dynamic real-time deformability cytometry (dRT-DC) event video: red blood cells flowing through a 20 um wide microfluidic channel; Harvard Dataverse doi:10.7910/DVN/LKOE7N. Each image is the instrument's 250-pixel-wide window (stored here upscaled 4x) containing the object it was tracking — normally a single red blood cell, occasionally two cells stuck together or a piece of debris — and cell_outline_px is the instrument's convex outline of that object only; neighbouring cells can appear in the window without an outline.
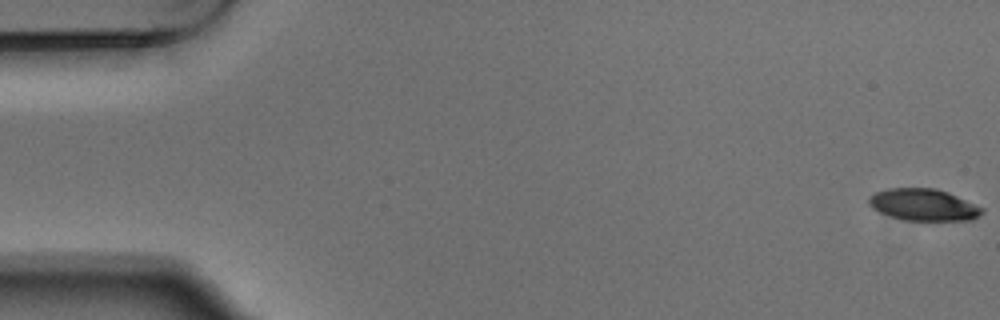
{"species": "Egyptian fruit bat (a non-hibernating species)", "species_latin": "Rousettus aegyptiacus", "temperature_condition": "warm", "stored_images_in_passage": 8, "camera_frame_rate_fps": 3000, "um_per_image_px": 0.085, "animal": {"sex": "male"}, "frame": {"image": 1, "passage_image": 1, "time_ms": 0.0, "image_size_px": [1000, 320], "cell_outline_px": [[984, 212], [980, 216], [972, 220], [904, 220], [880, 212], [872, 208], [868, 204], [868, 196], [876, 192], [888, 188], [936, 188], [948, 192], [984, 208]], "centroid_in_image_um": [78.5, 17.4], "position_along_channel_um": 6.5, "area_um2": 21.04}}
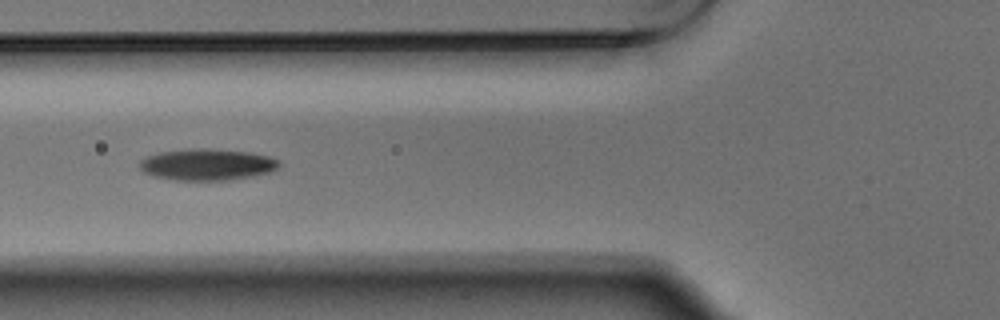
{"frame": {"image": 2, "passage_image": 6, "time_ms": 1.667, "image_size_px": [1000, 320], "cell_outline_px": [[280, 164], [272, 172], [252, 176], [228, 180], [172, 180], [152, 176], [144, 172], [140, 168], [140, 160], [148, 156], [160, 152], [208, 148], [252, 152], [268, 156], [280, 160]], "centroid_in_image_um": [17.63, 13.99], "position_along_channel_um": 108.2, "area_um2": 25.55}}
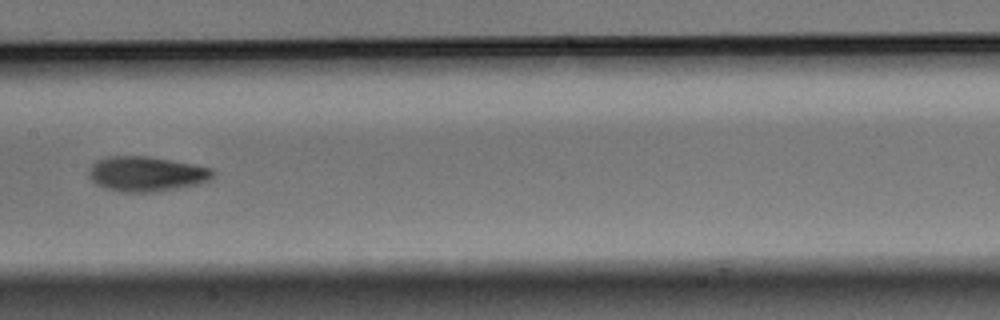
{"frame": {"image": 3, "passage_image": 8, "time_ms": 2.333, "image_size_px": [1000, 320], "cell_outline_px": [[216, 172], [208, 180], [200, 184], [160, 192], [120, 192], [104, 188], [96, 184], [88, 176], [88, 168], [96, 160], [108, 156], [148, 156], [196, 164], [212, 168]], "centroid_in_image_um": [12.45, 14.78], "position_along_channel_um": 195.0, "area_um2": 25.78}}